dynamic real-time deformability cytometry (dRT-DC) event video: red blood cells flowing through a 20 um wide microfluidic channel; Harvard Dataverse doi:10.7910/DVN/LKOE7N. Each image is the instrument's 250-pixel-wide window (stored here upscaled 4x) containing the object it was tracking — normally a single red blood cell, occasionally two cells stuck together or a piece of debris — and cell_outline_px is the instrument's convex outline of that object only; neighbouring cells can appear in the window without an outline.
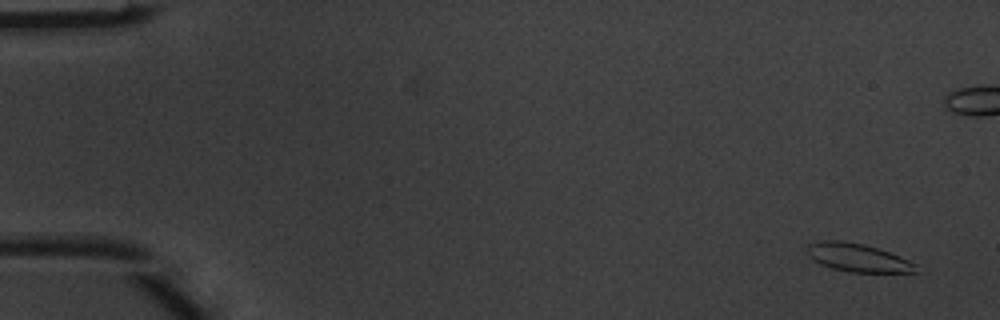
{"species": "common noctule bat (a hibernating species)", "species_latin": "Nyctalus noctula", "temperature_condition": "warm", "stored_images_in_passage": 5, "camera_frame_rate_fps": 3000, "um_per_image_px": 0.085, "animal": {"sex": "male", "body_mass_g": 20.1, "forearm_length_mm": 53.5}, "frame": {"image": 1, "passage_image": 1, "time_ms": 0.0, "image_size_px": [1000, 320], "cell_outline_px": [[920, 264], [916, 272], [848, 272], [832, 268], [820, 264], [808, 256], [808, 244], [824, 240], [840, 240], [864, 244], [888, 252]], "centroid_in_image_um": [72.93, 21.91], "position_along_channel_um": 12.1, "area_um2": 17.86}}